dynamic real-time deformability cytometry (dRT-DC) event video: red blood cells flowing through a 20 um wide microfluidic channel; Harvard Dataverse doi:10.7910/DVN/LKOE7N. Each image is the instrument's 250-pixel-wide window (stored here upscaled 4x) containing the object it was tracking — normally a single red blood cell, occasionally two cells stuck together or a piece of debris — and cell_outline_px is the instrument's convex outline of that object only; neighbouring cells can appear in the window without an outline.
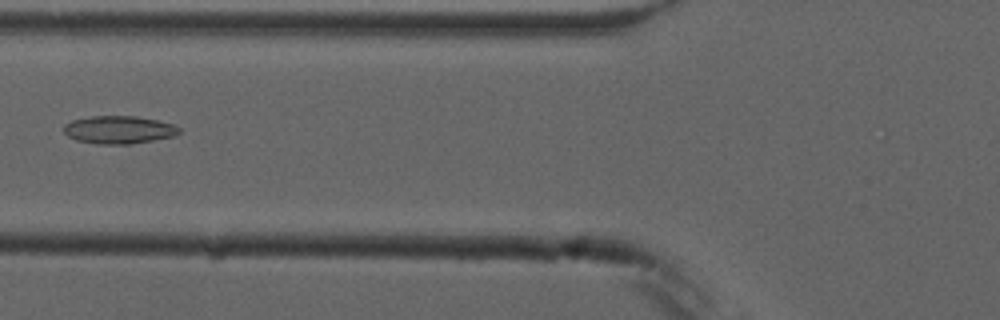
{"species": "common noctule bat (a hibernating species)", "species_latin": "Nyctalus noctula", "temperature_condition": "cold", "stored_images_in_passage": 5, "camera_frame_rate_fps": 3000, "um_per_image_px": 0.085, "animal": {"sex": "male", "forearm_length_mm": 52.5}, "frame": {"image": 1, "passage_image": 5, "time_ms": 6.0, "image_size_px": [1000, 320], "cell_outline_px": [[180, 132], [176, 136], [128, 144], [100, 144], [76, 140], [68, 136], [64, 132], [64, 124], [72, 120], [92, 116], [136, 116], [156, 120], [172, 124], [180, 128]], "centroid_in_image_um": [10.1, 11.03], "position_along_channel_um": 115.7, "area_um2": 18.61}}